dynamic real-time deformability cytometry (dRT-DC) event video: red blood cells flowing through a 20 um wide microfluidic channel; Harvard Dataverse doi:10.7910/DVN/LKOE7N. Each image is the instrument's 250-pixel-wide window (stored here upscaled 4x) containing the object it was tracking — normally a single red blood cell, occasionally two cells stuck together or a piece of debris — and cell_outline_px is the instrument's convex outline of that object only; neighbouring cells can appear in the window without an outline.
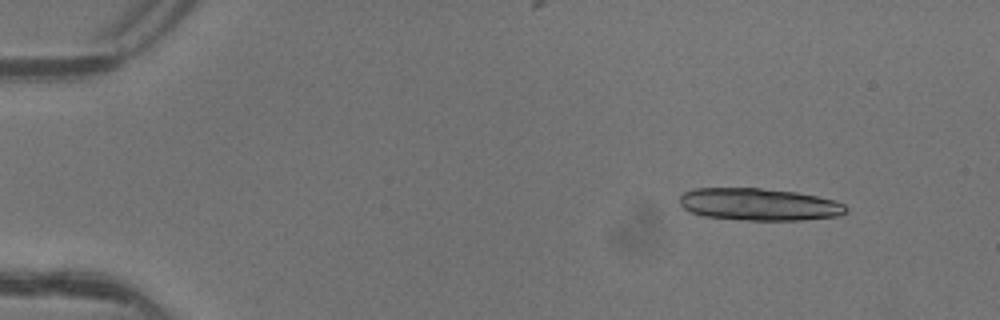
{"species": "common noctule bat (a hibernating species)", "species_latin": "Nyctalus noctula", "temperature_condition": "warm", "stored_images_in_passage": 4, "camera_frame_rate_fps": 3000, "um_per_image_px": 0.085, "animal": {"sex": "female"}, "frame": {"image": 1, "passage_image": 1, "time_ms": 0.0, "image_size_px": [1000, 320], "cell_outline_px": [[848, 212], [840, 216], [804, 220], [740, 220], [704, 216], [692, 212], [684, 208], [680, 204], [680, 196], [684, 192], [696, 188], [760, 188], [796, 192], [836, 200], [844, 204], [848, 208]], "centroid_in_image_um": [64.56, 17.38], "position_along_channel_um": 20.4, "area_um2": 31.44}}